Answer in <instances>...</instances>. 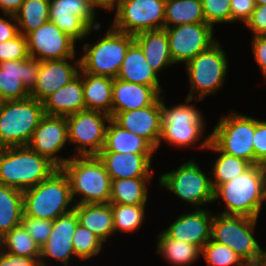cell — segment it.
Masks as SVG:
<instances>
[{
    "label": "cell",
    "instance_id": "1",
    "mask_svg": "<svg viewBox=\"0 0 266 266\" xmlns=\"http://www.w3.org/2000/svg\"><path fill=\"white\" fill-rule=\"evenodd\" d=\"M222 200L224 215L245 216L259 219L266 202V166L252 165L231 181L214 190V202Z\"/></svg>",
    "mask_w": 266,
    "mask_h": 266
},
{
    "label": "cell",
    "instance_id": "2",
    "mask_svg": "<svg viewBox=\"0 0 266 266\" xmlns=\"http://www.w3.org/2000/svg\"><path fill=\"white\" fill-rule=\"evenodd\" d=\"M61 169L68 177L75 205L109 203L112 180L97 155H71ZM77 195L82 198L78 200Z\"/></svg>",
    "mask_w": 266,
    "mask_h": 266
},
{
    "label": "cell",
    "instance_id": "3",
    "mask_svg": "<svg viewBox=\"0 0 266 266\" xmlns=\"http://www.w3.org/2000/svg\"><path fill=\"white\" fill-rule=\"evenodd\" d=\"M58 168L28 146L0 148V184L25 191Z\"/></svg>",
    "mask_w": 266,
    "mask_h": 266
},
{
    "label": "cell",
    "instance_id": "4",
    "mask_svg": "<svg viewBox=\"0 0 266 266\" xmlns=\"http://www.w3.org/2000/svg\"><path fill=\"white\" fill-rule=\"evenodd\" d=\"M74 206L68 177L61 168L37 186L23 191V216L53 221Z\"/></svg>",
    "mask_w": 266,
    "mask_h": 266
},
{
    "label": "cell",
    "instance_id": "5",
    "mask_svg": "<svg viewBox=\"0 0 266 266\" xmlns=\"http://www.w3.org/2000/svg\"><path fill=\"white\" fill-rule=\"evenodd\" d=\"M133 42L134 35L118 31L110 25L105 34L94 44L84 43V54L80 57V71L115 79Z\"/></svg>",
    "mask_w": 266,
    "mask_h": 266
},
{
    "label": "cell",
    "instance_id": "6",
    "mask_svg": "<svg viewBox=\"0 0 266 266\" xmlns=\"http://www.w3.org/2000/svg\"><path fill=\"white\" fill-rule=\"evenodd\" d=\"M164 99V95L163 98L161 95L162 127L158 148L163 141L175 148L185 149L193 146L202 139L206 131L204 114L191 103L195 99L186 97V103H177L169 108L165 105Z\"/></svg>",
    "mask_w": 266,
    "mask_h": 266
},
{
    "label": "cell",
    "instance_id": "7",
    "mask_svg": "<svg viewBox=\"0 0 266 266\" xmlns=\"http://www.w3.org/2000/svg\"><path fill=\"white\" fill-rule=\"evenodd\" d=\"M44 115L43 102L32 97L2 101L0 148L27 146Z\"/></svg>",
    "mask_w": 266,
    "mask_h": 266
},
{
    "label": "cell",
    "instance_id": "8",
    "mask_svg": "<svg viewBox=\"0 0 266 266\" xmlns=\"http://www.w3.org/2000/svg\"><path fill=\"white\" fill-rule=\"evenodd\" d=\"M220 44L216 41L185 65L190 83L188 98L201 101L208 95H215L224 85L229 61Z\"/></svg>",
    "mask_w": 266,
    "mask_h": 266
},
{
    "label": "cell",
    "instance_id": "9",
    "mask_svg": "<svg viewBox=\"0 0 266 266\" xmlns=\"http://www.w3.org/2000/svg\"><path fill=\"white\" fill-rule=\"evenodd\" d=\"M210 134V141L223 153L254 165L255 118L237 111L222 116Z\"/></svg>",
    "mask_w": 266,
    "mask_h": 266
},
{
    "label": "cell",
    "instance_id": "10",
    "mask_svg": "<svg viewBox=\"0 0 266 266\" xmlns=\"http://www.w3.org/2000/svg\"><path fill=\"white\" fill-rule=\"evenodd\" d=\"M159 185L195 208L214 202L210 172L206 175L193 159L161 175Z\"/></svg>",
    "mask_w": 266,
    "mask_h": 266
},
{
    "label": "cell",
    "instance_id": "11",
    "mask_svg": "<svg viewBox=\"0 0 266 266\" xmlns=\"http://www.w3.org/2000/svg\"><path fill=\"white\" fill-rule=\"evenodd\" d=\"M258 219L245 216L214 214L211 239L230 247L243 261L255 260L264 255L254 237Z\"/></svg>",
    "mask_w": 266,
    "mask_h": 266
},
{
    "label": "cell",
    "instance_id": "12",
    "mask_svg": "<svg viewBox=\"0 0 266 266\" xmlns=\"http://www.w3.org/2000/svg\"><path fill=\"white\" fill-rule=\"evenodd\" d=\"M96 18L91 0H50L49 21L77 43L93 30L99 32L101 23Z\"/></svg>",
    "mask_w": 266,
    "mask_h": 266
},
{
    "label": "cell",
    "instance_id": "13",
    "mask_svg": "<svg viewBox=\"0 0 266 266\" xmlns=\"http://www.w3.org/2000/svg\"><path fill=\"white\" fill-rule=\"evenodd\" d=\"M165 8L166 0H120L111 26L131 35L164 29Z\"/></svg>",
    "mask_w": 266,
    "mask_h": 266
},
{
    "label": "cell",
    "instance_id": "14",
    "mask_svg": "<svg viewBox=\"0 0 266 266\" xmlns=\"http://www.w3.org/2000/svg\"><path fill=\"white\" fill-rule=\"evenodd\" d=\"M69 144L75 145L72 156L98 155L105 142L111 117L103 112L83 110L66 116Z\"/></svg>",
    "mask_w": 266,
    "mask_h": 266
},
{
    "label": "cell",
    "instance_id": "15",
    "mask_svg": "<svg viewBox=\"0 0 266 266\" xmlns=\"http://www.w3.org/2000/svg\"><path fill=\"white\" fill-rule=\"evenodd\" d=\"M174 64H187L199 53L207 50L217 39L213 38L214 28L207 23L181 24L164 27Z\"/></svg>",
    "mask_w": 266,
    "mask_h": 266
},
{
    "label": "cell",
    "instance_id": "16",
    "mask_svg": "<svg viewBox=\"0 0 266 266\" xmlns=\"http://www.w3.org/2000/svg\"><path fill=\"white\" fill-rule=\"evenodd\" d=\"M28 52L38 61L75 58L76 42L60 30L52 21L26 35Z\"/></svg>",
    "mask_w": 266,
    "mask_h": 266
},
{
    "label": "cell",
    "instance_id": "17",
    "mask_svg": "<svg viewBox=\"0 0 266 266\" xmlns=\"http://www.w3.org/2000/svg\"><path fill=\"white\" fill-rule=\"evenodd\" d=\"M69 142L66 116L44 115L27 146L61 168L70 156H58Z\"/></svg>",
    "mask_w": 266,
    "mask_h": 266
},
{
    "label": "cell",
    "instance_id": "18",
    "mask_svg": "<svg viewBox=\"0 0 266 266\" xmlns=\"http://www.w3.org/2000/svg\"><path fill=\"white\" fill-rule=\"evenodd\" d=\"M40 61L34 58L0 62V99L22 100L30 97L38 77Z\"/></svg>",
    "mask_w": 266,
    "mask_h": 266
},
{
    "label": "cell",
    "instance_id": "19",
    "mask_svg": "<svg viewBox=\"0 0 266 266\" xmlns=\"http://www.w3.org/2000/svg\"><path fill=\"white\" fill-rule=\"evenodd\" d=\"M78 224V216L74 209L52 221L50 236L40 247V264L49 265L45 262L55 259L63 266H69L71 258H76L72 240Z\"/></svg>",
    "mask_w": 266,
    "mask_h": 266
},
{
    "label": "cell",
    "instance_id": "20",
    "mask_svg": "<svg viewBox=\"0 0 266 266\" xmlns=\"http://www.w3.org/2000/svg\"><path fill=\"white\" fill-rule=\"evenodd\" d=\"M40 61L38 77L30 97L43 102L49 95L67 85L80 72V58ZM71 61V62H70Z\"/></svg>",
    "mask_w": 266,
    "mask_h": 266
},
{
    "label": "cell",
    "instance_id": "21",
    "mask_svg": "<svg viewBox=\"0 0 266 266\" xmlns=\"http://www.w3.org/2000/svg\"><path fill=\"white\" fill-rule=\"evenodd\" d=\"M208 208H195L182 213L163 231L172 239L181 240L198 246L200 249L211 239L214 218Z\"/></svg>",
    "mask_w": 266,
    "mask_h": 266
},
{
    "label": "cell",
    "instance_id": "22",
    "mask_svg": "<svg viewBox=\"0 0 266 266\" xmlns=\"http://www.w3.org/2000/svg\"><path fill=\"white\" fill-rule=\"evenodd\" d=\"M122 128L141 136L158 151L161 136V96L150 106L118 112L112 118Z\"/></svg>",
    "mask_w": 266,
    "mask_h": 266
},
{
    "label": "cell",
    "instance_id": "23",
    "mask_svg": "<svg viewBox=\"0 0 266 266\" xmlns=\"http://www.w3.org/2000/svg\"><path fill=\"white\" fill-rule=\"evenodd\" d=\"M97 156L104 163L111 180L153 177V154L100 152Z\"/></svg>",
    "mask_w": 266,
    "mask_h": 266
},
{
    "label": "cell",
    "instance_id": "24",
    "mask_svg": "<svg viewBox=\"0 0 266 266\" xmlns=\"http://www.w3.org/2000/svg\"><path fill=\"white\" fill-rule=\"evenodd\" d=\"M161 95L151 86L113 79L111 118L125 112L152 105Z\"/></svg>",
    "mask_w": 266,
    "mask_h": 266
},
{
    "label": "cell",
    "instance_id": "25",
    "mask_svg": "<svg viewBox=\"0 0 266 266\" xmlns=\"http://www.w3.org/2000/svg\"><path fill=\"white\" fill-rule=\"evenodd\" d=\"M45 115L68 116L86 110L83 90V73L72 79L67 85L49 95L43 101Z\"/></svg>",
    "mask_w": 266,
    "mask_h": 266
},
{
    "label": "cell",
    "instance_id": "26",
    "mask_svg": "<svg viewBox=\"0 0 266 266\" xmlns=\"http://www.w3.org/2000/svg\"><path fill=\"white\" fill-rule=\"evenodd\" d=\"M158 76L160 75L150 67L140 46L134 41L126 53L116 78L127 82L151 86L160 95H163L165 91L162 89Z\"/></svg>",
    "mask_w": 266,
    "mask_h": 266
},
{
    "label": "cell",
    "instance_id": "27",
    "mask_svg": "<svg viewBox=\"0 0 266 266\" xmlns=\"http://www.w3.org/2000/svg\"><path fill=\"white\" fill-rule=\"evenodd\" d=\"M134 41L143 51L147 63L158 75L166 67L175 66L165 29L140 32L134 35Z\"/></svg>",
    "mask_w": 266,
    "mask_h": 266
},
{
    "label": "cell",
    "instance_id": "28",
    "mask_svg": "<svg viewBox=\"0 0 266 266\" xmlns=\"http://www.w3.org/2000/svg\"><path fill=\"white\" fill-rule=\"evenodd\" d=\"M101 152L155 154L156 149L147 140L122 128L111 118Z\"/></svg>",
    "mask_w": 266,
    "mask_h": 266
},
{
    "label": "cell",
    "instance_id": "29",
    "mask_svg": "<svg viewBox=\"0 0 266 266\" xmlns=\"http://www.w3.org/2000/svg\"><path fill=\"white\" fill-rule=\"evenodd\" d=\"M74 210L79 224L92 231L103 243L114 236L113 212L110 203L77 204Z\"/></svg>",
    "mask_w": 266,
    "mask_h": 266
},
{
    "label": "cell",
    "instance_id": "30",
    "mask_svg": "<svg viewBox=\"0 0 266 266\" xmlns=\"http://www.w3.org/2000/svg\"><path fill=\"white\" fill-rule=\"evenodd\" d=\"M199 148L204 150H211L216 152L217 158L214 161V166L210 171L212 186L214 190L225 182L231 181L243 172L247 171L252 164L246 160L240 159L221 152L211 141L210 135H207L202 142L198 145Z\"/></svg>",
    "mask_w": 266,
    "mask_h": 266
},
{
    "label": "cell",
    "instance_id": "31",
    "mask_svg": "<svg viewBox=\"0 0 266 266\" xmlns=\"http://www.w3.org/2000/svg\"><path fill=\"white\" fill-rule=\"evenodd\" d=\"M86 110L103 112L111 117L113 78L83 73Z\"/></svg>",
    "mask_w": 266,
    "mask_h": 266
},
{
    "label": "cell",
    "instance_id": "32",
    "mask_svg": "<svg viewBox=\"0 0 266 266\" xmlns=\"http://www.w3.org/2000/svg\"><path fill=\"white\" fill-rule=\"evenodd\" d=\"M156 238V253L173 266H189L201 257V249L198 246L172 239L163 230Z\"/></svg>",
    "mask_w": 266,
    "mask_h": 266
},
{
    "label": "cell",
    "instance_id": "33",
    "mask_svg": "<svg viewBox=\"0 0 266 266\" xmlns=\"http://www.w3.org/2000/svg\"><path fill=\"white\" fill-rule=\"evenodd\" d=\"M153 177H137L112 180L109 203L122 205H146L148 187Z\"/></svg>",
    "mask_w": 266,
    "mask_h": 266
},
{
    "label": "cell",
    "instance_id": "34",
    "mask_svg": "<svg viewBox=\"0 0 266 266\" xmlns=\"http://www.w3.org/2000/svg\"><path fill=\"white\" fill-rule=\"evenodd\" d=\"M23 215V191L0 184V239L21 225Z\"/></svg>",
    "mask_w": 266,
    "mask_h": 266
},
{
    "label": "cell",
    "instance_id": "35",
    "mask_svg": "<svg viewBox=\"0 0 266 266\" xmlns=\"http://www.w3.org/2000/svg\"><path fill=\"white\" fill-rule=\"evenodd\" d=\"M206 23L201 0H166L164 27Z\"/></svg>",
    "mask_w": 266,
    "mask_h": 266
},
{
    "label": "cell",
    "instance_id": "36",
    "mask_svg": "<svg viewBox=\"0 0 266 266\" xmlns=\"http://www.w3.org/2000/svg\"><path fill=\"white\" fill-rule=\"evenodd\" d=\"M50 0H24L15 18L19 33L26 36L49 20Z\"/></svg>",
    "mask_w": 266,
    "mask_h": 266
},
{
    "label": "cell",
    "instance_id": "37",
    "mask_svg": "<svg viewBox=\"0 0 266 266\" xmlns=\"http://www.w3.org/2000/svg\"><path fill=\"white\" fill-rule=\"evenodd\" d=\"M0 247L13 255L40 258V246L21 224L0 239Z\"/></svg>",
    "mask_w": 266,
    "mask_h": 266
},
{
    "label": "cell",
    "instance_id": "38",
    "mask_svg": "<svg viewBox=\"0 0 266 266\" xmlns=\"http://www.w3.org/2000/svg\"><path fill=\"white\" fill-rule=\"evenodd\" d=\"M110 204L113 212L114 233L119 231L132 234L143 225L146 205Z\"/></svg>",
    "mask_w": 266,
    "mask_h": 266
},
{
    "label": "cell",
    "instance_id": "39",
    "mask_svg": "<svg viewBox=\"0 0 266 266\" xmlns=\"http://www.w3.org/2000/svg\"><path fill=\"white\" fill-rule=\"evenodd\" d=\"M104 243L89 229L78 224L73 235L72 245L76 259L86 261L98 256Z\"/></svg>",
    "mask_w": 266,
    "mask_h": 266
},
{
    "label": "cell",
    "instance_id": "40",
    "mask_svg": "<svg viewBox=\"0 0 266 266\" xmlns=\"http://www.w3.org/2000/svg\"><path fill=\"white\" fill-rule=\"evenodd\" d=\"M208 266H243L244 261L230 247L210 239L201 249Z\"/></svg>",
    "mask_w": 266,
    "mask_h": 266
},
{
    "label": "cell",
    "instance_id": "41",
    "mask_svg": "<svg viewBox=\"0 0 266 266\" xmlns=\"http://www.w3.org/2000/svg\"><path fill=\"white\" fill-rule=\"evenodd\" d=\"M201 3L205 21L213 28L216 24L231 23L230 0H201Z\"/></svg>",
    "mask_w": 266,
    "mask_h": 266
},
{
    "label": "cell",
    "instance_id": "42",
    "mask_svg": "<svg viewBox=\"0 0 266 266\" xmlns=\"http://www.w3.org/2000/svg\"><path fill=\"white\" fill-rule=\"evenodd\" d=\"M29 57L26 36L19 33L10 40L0 42V62L25 60Z\"/></svg>",
    "mask_w": 266,
    "mask_h": 266
},
{
    "label": "cell",
    "instance_id": "43",
    "mask_svg": "<svg viewBox=\"0 0 266 266\" xmlns=\"http://www.w3.org/2000/svg\"><path fill=\"white\" fill-rule=\"evenodd\" d=\"M21 224L40 247L47 241L52 230V221L41 218L23 216Z\"/></svg>",
    "mask_w": 266,
    "mask_h": 266
},
{
    "label": "cell",
    "instance_id": "44",
    "mask_svg": "<svg viewBox=\"0 0 266 266\" xmlns=\"http://www.w3.org/2000/svg\"><path fill=\"white\" fill-rule=\"evenodd\" d=\"M254 165L266 166V121L255 119Z\"/></svg>",
    "mask_w": 266,
    "mask_h": 266
},
{
    "label": "cell",
    "instance_id": "45",
    "mask_svg": "<svg viewBox=\"0 0 266 266\" xmlns=\"http://www.w3.org/2000/svg\"><path fill=\"white\" fill-rule=\"evenodd\" d=\"M230 3L231 23L240 21L245 25L256 7L255 0H230Z\"/></svg>",
    "mask_w": 266,
    "mask_h": 266
},
{
    "label": "cell",
    "instance_id": "46",
    "mask_svg": "<svg viewBox=\"0 0 266 266\" xmlns=\"http://www.w3.org/2000/svg\"><path fill=\"white\" fill-rule=\"evenodd\" d=\"M245 27L252 31L253 37L266 35V5H256Z\"/></svg>",
    "mask_w": 266,
    "mask_h": 266
},
{
    "label": "cell",
    "instance_id": "47",
    "mask_svg": "<svg viewBox=\"0 0 266 266\" xmlns=\"http://www.w3.org/2000/svg\"><path fill=\"white\" fill-rule=\"evenodd\" d=\"M251 49L257 65L266 78V35L252 37Z\"/></svg>",
    "mask_w": 266,
    "mask_h": 266
},
{
    "label": "cell",
    "instance_id": "48",
    "mask_svg": "<svg viewBox=\"0 0 266 266\" xmlns=\"http://www.w3.org/2000/svg\"><path fill=\"white\" fill-rule=\"evenodd\" d=\"M40 258L10 254L0 247V266H39Z\"/></svg>",
    "mask_w": 266,
    "mask_h": 266
},
{
    "label": "cell",
    "instance_id": "49",
    "mask_svg": "<svg viewBox=\"0 0 266 266\" xmlns=\"http://www.w3.org/2000/svg\"><path fill=\"white\" fill-rule=\"evenodd\" d=\"M18 34L19 27L15 15L4 14V17H0V42L10 40Z\"/></svg>",
    "mask_w": 266,
    "mask_h": 266
},
{
    "label": "cell",
    "instance_id": "50",
    "mask_svg": "<svg viewBox=\"0 0 266 266\" xmlns=\"http://www.w3.org/2000/svg\"><path fill=\"white\" fill-rule=\"evenodd\" d=\"M23 2L24 0H0V10L2 14L15 15Z\"/></svg>",
    "mask_w": 266,
    "mask_h": 266
},
{
    "label": "cell",
    "instance_id": "51",
    "mask_svg": "<svg viewBox=\"0 0 266 266\" xmlns=\"http://www.w3.org/2000/svg\"><path fill=\"white\" fill-rule=\"evenodd\" d=\"M96 8L106 11H113L117 8L120 0H91Z\"/></svg>",
    "mask_w": 266,
    "mask_h": 266
},
{
    "label": "cell",
    "instance_id": "52",
    "mask_svg": "<svg viewBox=\"0 0 266 266\" xmlns=\"http://www.w3.org/2000/svg\"><path fill=\"white\" fill-rule=\"evenodd\" d=\"M243 266H266V256L263 255L255 260L244 261Z\"/></svg>",
    "mask_w": 266,
    "mask_h": 266
},
{
    "label": "cell",
    "instance_id": "53",
    "mask_svg": "<svg viewBox=\"0 0 266 266\" xmlns=\"http://www.w3.org/2000/svg\"><path fill=\"white\" fill-rule=\"evenodd\" d=\"M256 5H266V0H255Z\"/></svg>",
    "mask_w": 266,
    "mask_h": 266
}]
</instances>
